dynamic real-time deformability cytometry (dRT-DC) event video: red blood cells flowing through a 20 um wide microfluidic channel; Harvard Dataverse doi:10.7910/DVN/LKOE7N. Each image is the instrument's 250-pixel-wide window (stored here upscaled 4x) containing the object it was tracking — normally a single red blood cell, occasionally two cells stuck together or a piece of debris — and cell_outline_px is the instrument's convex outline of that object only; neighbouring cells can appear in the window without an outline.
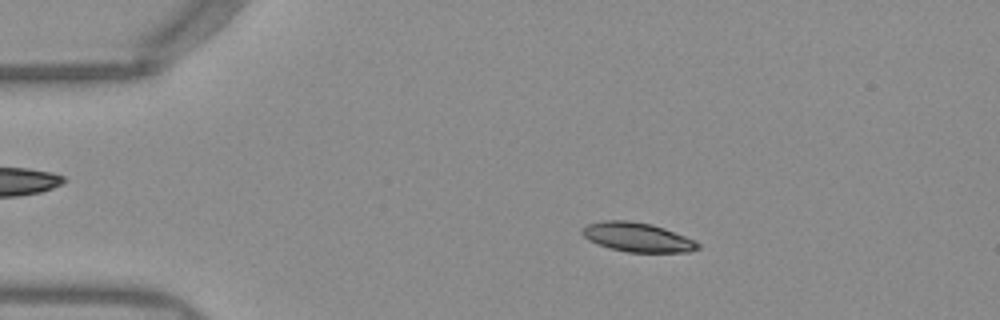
{"species": "Egyptian fruit bat (a non-hibernating species)", "species_latin": "Rousettus aegyptiacus", "temperature_condition": "warm", "stored_images_in_passage": 51, "camera_frame_rate_fps": 3000, "um_per_image_px": 0.085, "frame": {"image": 1, "passage_image": 9, "time_ms": 2.667, "image_size_px": [1000, 320], "cell_outline_px": [[700, 248], [688, 252], [628, 252], [596, 244], [588, 240], [580, 232], [580, 228], [588, 224], [600, 220], [628, 220], [652, 224], [664, 228], [696, 240], [700, 244]], "centroid_in_image_um": [54.16, 20.15], "position_along_channel_um": 30.8, "area_um2": 19.88}}
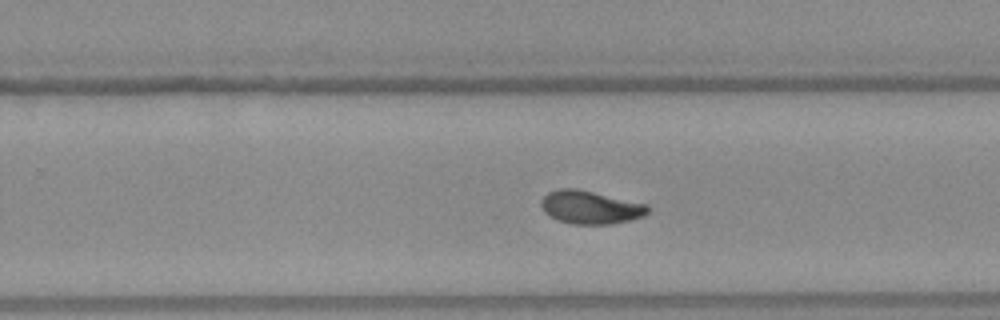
{"frame": {"image": 2, "passage_image": 32, "time_ms": 10.333, "image_size_px": [1000, 320], "cell_outline_px": [[648, 212], [644, 216], [632, 220], [612, 224], [572, 224], [560, 220], [544, 212], [540, 204], [540, 200], [548, 192], [556, 188], [576, 188], [648, 204]], "centroid_in_image_um": [50.18, 17.61], "position_along_channel_um": 279.6, "area_um2": 20.69}}
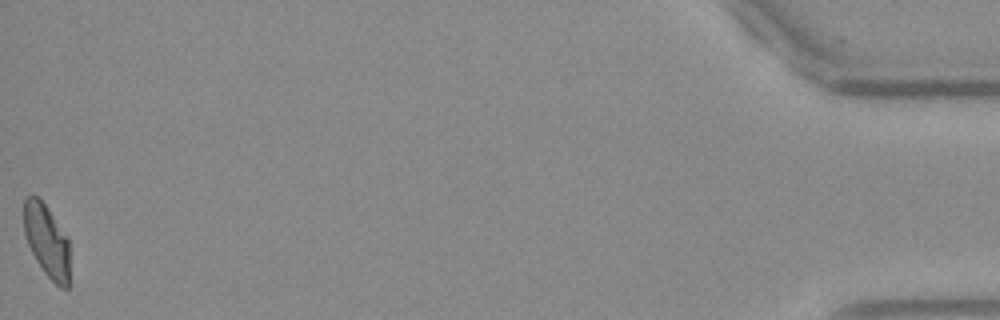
{"frame": {"image": 3, "passage_image": 51, "time_ms": 16.667, "image_size_px": [1000, 320], "cell_outline_px": [[68, 288], [60, 288], [44, 272], [36, 260], [28, 244], [24, 232], [24, 200], [28, 196], [36, 196], [48, 208], [68, 236]], "centroid_in_image_um": [3.97, 20.46], "position_along_channel_um": 431.2, "area_um2": 19.19}, "authors_computed_cell_mechanics": {"area_um2": 20.1722, "velocity_mm_per_s": 3.9342, "shape_relaxation_time_tau1_ms": 6.7548, "shape_relaxation_time_tau2_ms": 2.6325, "deformation_change_tau1": 0.1883, "deformation_change_tau2": 0.0687}}